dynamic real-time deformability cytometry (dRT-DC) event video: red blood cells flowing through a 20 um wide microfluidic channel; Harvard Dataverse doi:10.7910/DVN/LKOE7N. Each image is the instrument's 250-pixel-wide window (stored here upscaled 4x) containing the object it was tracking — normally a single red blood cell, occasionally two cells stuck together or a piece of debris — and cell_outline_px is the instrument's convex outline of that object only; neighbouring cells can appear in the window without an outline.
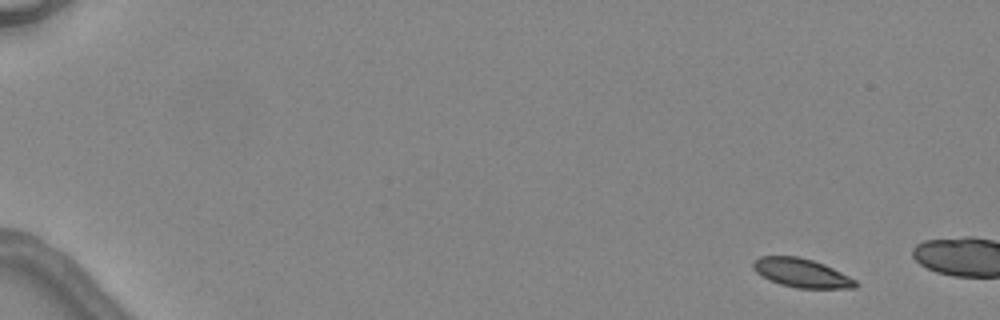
{"species": "common noctule bat (a hibernating species)", "species_latin": "Nyctalus noctula", "temperature_condition": "warm", "stored_images_in_passage": 3, "camera_frame_rate_fps": 3000, "um_per_image_px": 0.085, "animal": {"sex": "female", "body_mass_g": 24.6, "forearm_length_mm": 56.2}, "frame": {"image": 1, "passage_image": 1, "time_ms": 0.0, "image_size_px": [1000, 320], "cell_outline_px": [[856, 288], [796, 288], [780, 284], [768, 280], [756, 272], [752, 268], [752, 260], [760, 256], [800, 256], [824, 264], [856, 280]], "centroid_in_image_um": [68.07, 23.19], "position_along_channel_um": 16.9, "area_um2": 17.22}}